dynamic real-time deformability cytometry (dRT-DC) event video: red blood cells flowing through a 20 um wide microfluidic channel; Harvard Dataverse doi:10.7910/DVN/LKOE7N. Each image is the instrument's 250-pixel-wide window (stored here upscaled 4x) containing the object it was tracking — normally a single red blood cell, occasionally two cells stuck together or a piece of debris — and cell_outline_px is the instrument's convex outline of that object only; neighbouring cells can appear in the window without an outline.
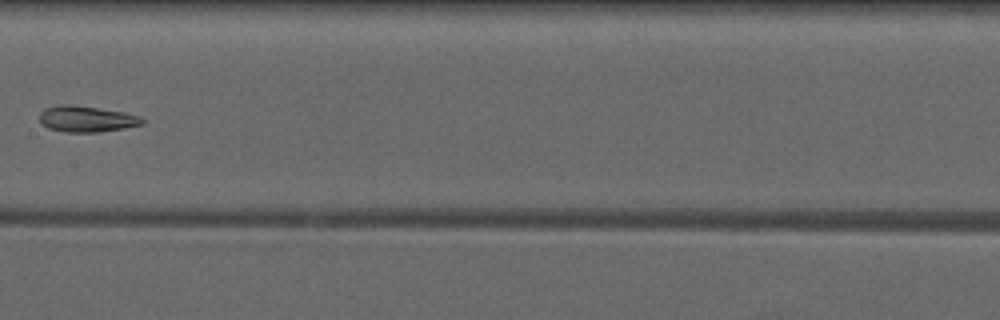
{"species": "common noctule bat (a hibernating species)", "species_latin": "Nyctalus noctula", "temperature_condition": "warm", "stored_images_in_passage": 5, "camera_frame_rate_fps": 3000, "um_per_image_px": 0.085, "animal": {"sex": "male", "forearm_length_mm": 52.5}, "frame": {"image": 1, "passage_image": 5, "time_ms": 4.667, "image_size_px": [1000, 320], "cell_outline_px": [[148, 120], [144, 124], [124, 128], [100, 132], [64, 132], [48, 128], [40, 120], [40, 112], [44, 108], [60, 104], [72, 104], [124, 112], [140, 116]], "centroid_in_image_um": [7.4, 10.11], "position_along_channel_um": 200.0, "area_um2": 15.78}}